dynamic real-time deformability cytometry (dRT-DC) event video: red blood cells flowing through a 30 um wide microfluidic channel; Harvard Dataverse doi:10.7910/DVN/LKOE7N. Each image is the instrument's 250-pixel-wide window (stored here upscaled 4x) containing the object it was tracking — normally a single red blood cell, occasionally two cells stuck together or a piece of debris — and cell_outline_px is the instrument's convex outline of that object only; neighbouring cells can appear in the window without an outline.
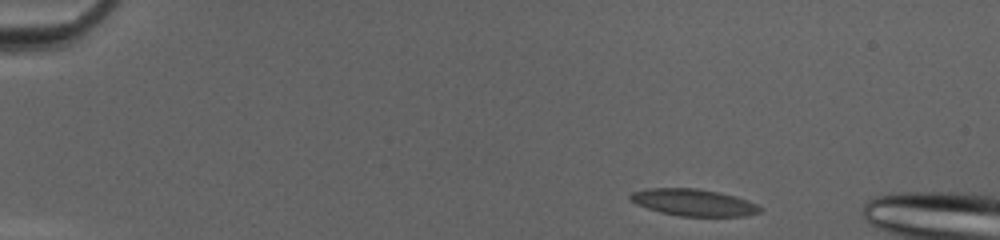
{"species": "common noctule bat (a hibernating species)", "species_latin": "Nyctalus noctula", "temperature_condition": "cold", "stored_images_in_passage": 47, "camera_frame_rate_fps": 3000, "um_per_image_px": 0.085, "animal": {"sex": "female", "body_mass_g": 20.0, "forearm_length_mm": 54.0}, "frame": {"image": 1, "passage_image": 1, "time_ms": 0.0, "image_size_px": [1000, 240], "cell_outline_px": [[764, 208], [760, 212], [744, 216], [680, 216], [660, 212], [636, 204], [628, 196], [632, 192], [648, 188], [696, 188], [736, 196], [756, 204]], "centroid_in_image_um": [58.95, 17.21], "position_along_channel_um": 26.0, "area_um2": 20.17}}
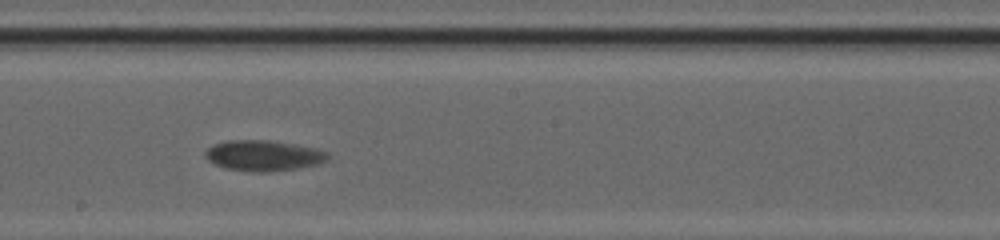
{"frame": {"image": 2, "passage_image": 24, "time_ms": 7.667, "image_size_px": [1000, 240], "cell_outline_px": [[332, 156], [328, 160], [320, 164], [296, 168], [268, 172], [252, 172], [228, 168], [216, 164], [208, 160], [204, 156], [204, 152], [212, 144], [228, 140], [272, 140], [316, 148], [328, 152]], "centroid_in_image_um": [22.43, 13.21], "position_along_channel_um": 225.8, "area_um2": 22.08}}
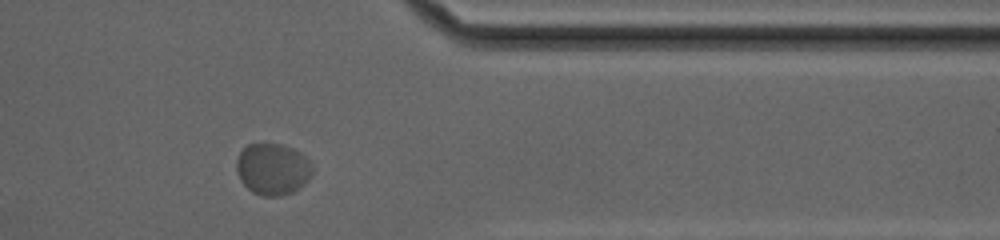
{"frame": {"image": 3, "passage_image": 37, "time_ms": 12.0, "image_size_px": [1000, 240], "cell_outline_px": [[312, 176], [304, 184], [292, 192], [280, 196], [260, 196], [252, 192], [240, 180], [236, 172], [236, 160], [240, 152], [248, 144], [280, 144], [292, 148], [300, 152], [312, 164]], "centroid_in_image_um": [23.17, 14.38], "position_along_channel_um": 388.2, "area_um2": 22.89}, "authors_computed_cell_mechanics": {"area_um2": 20.5768, "velocity_mm_per_s": 3.9553, "shape_relaxation_time_tau1_ms": 1.8508, "shape_relaxation_time_tau2_ms": null, "deformation_change_tau1": 0.0793, "deformation_change_tau2": null}}